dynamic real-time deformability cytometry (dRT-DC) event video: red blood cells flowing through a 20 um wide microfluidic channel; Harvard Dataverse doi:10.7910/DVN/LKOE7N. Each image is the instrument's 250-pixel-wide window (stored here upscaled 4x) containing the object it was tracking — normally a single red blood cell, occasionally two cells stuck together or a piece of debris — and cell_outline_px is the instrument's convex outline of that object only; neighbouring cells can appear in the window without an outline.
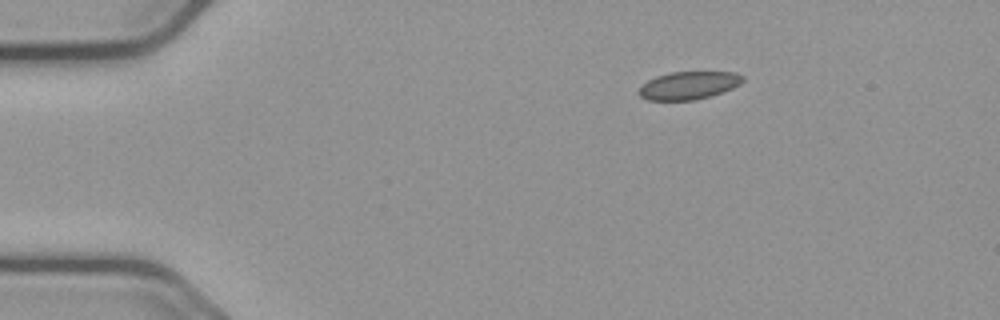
{"species": "common noctule bat (a hibernating species)", "species_latin": "Nyctalus noctula", "temperature_condition": "cold", "stored_images_in_passage": 26, "camera_frame_rate_fps": 3000, "um_per_image_px": 0.085, "animal": {"sex": "male", "body_mass_g": 23.1, "forearm_length_mm": 52.7}, "frame": {"image": 1, "passage_image": 1, "time_ms": 0.0, "image_size_px": [1000, 320], "cell_outline_px": [[744, 80], [740, 84], [732, 88], [696, 100], [648, 100], [640, 96], [636, 92], [648, 80], [656, 76], [668, 72], [736, 72], [744, 76]], "centroid_in_image_um": [58.52, 7.25], "position_along_channel_um": 26.5, "area_um2": 16.82}}
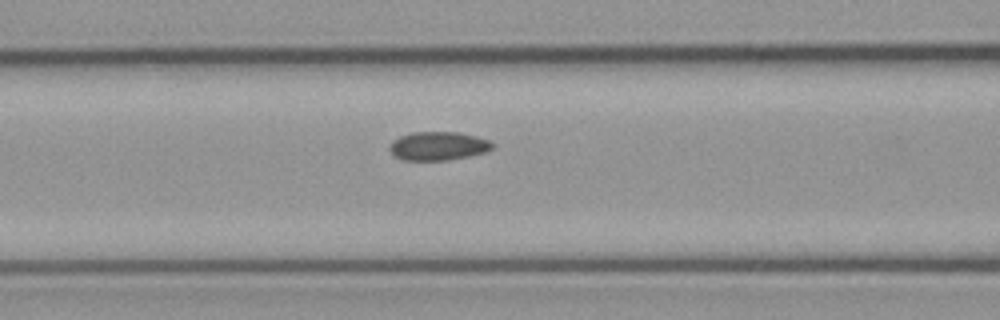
{"frame": {"image": 2, "passage_image": 15, "time_ms": 4.667, "image_size_px": [1000, 320], "cell_outline_px": [[496, 144], [492, 148], [484, 152], [468, 156], [448, 160], [404, 160], [396, 156], [388, 148], [392, 140], [400, 136], [412, 132], [460, 132], [476, 136], [488, 140]], "centroid_in_image_um": [37.25, 12.4], "position_along_channel_um": 129.4, "area_um2": 17.11}}
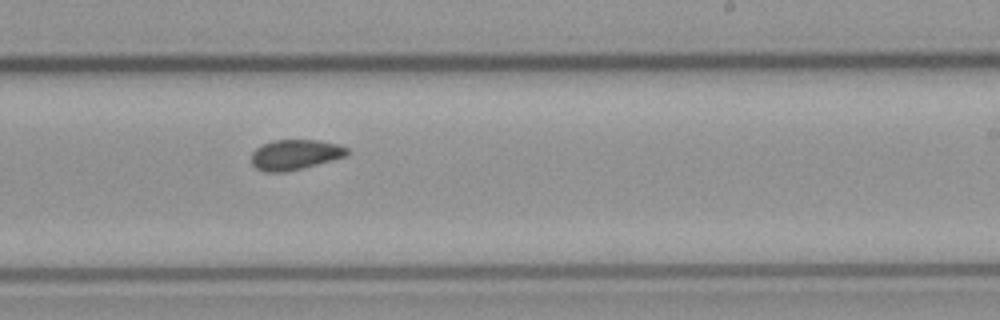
{"frame": {"image": 3, "passage_image": 26, "time_ms": 8.333, "image_size_px": [1000, 320], "cell_outline_px": [[348, 156], [304, 168], [284, 172], [264, 172], [256, 168], [252, 164], [252, 152], [256, 148], [272, 140], [320, 140], [340, 144], [348, 148]], "centroid_in_image_um": [25.12, 13.14], "position_along_channel_um": 263.9, "area_um2": 17.05}}